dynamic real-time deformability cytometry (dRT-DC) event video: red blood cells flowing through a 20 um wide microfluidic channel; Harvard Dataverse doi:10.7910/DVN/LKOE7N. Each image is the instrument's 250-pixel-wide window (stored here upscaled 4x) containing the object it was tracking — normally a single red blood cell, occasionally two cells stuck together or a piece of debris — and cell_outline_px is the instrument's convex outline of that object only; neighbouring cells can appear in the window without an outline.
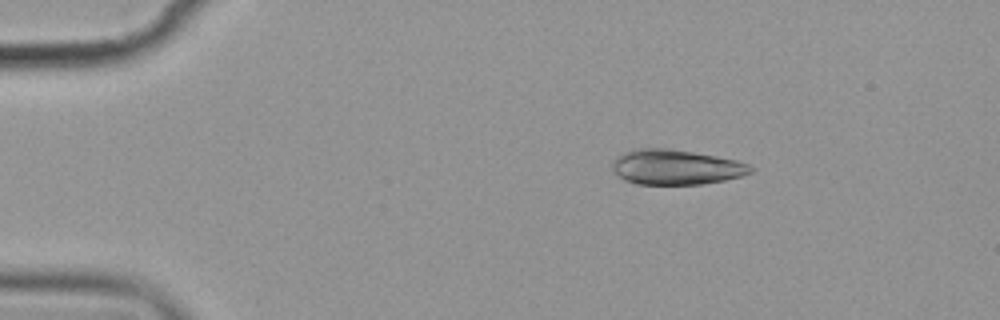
{"species": "common noctule bat (a hibernating species)", "species_latin": "Nyctalus noctula", "temperature_condition": "cold", "stored_images_in_passage": 6, "camera_frame_rate_fps": 3000, "um_per_image_px": 0.085, "animal": {"sex": "female", "body_mass_g": 19.9}, "frame": {"image": 1, "passage_image": 6, "time_ms": 6.667, "image_size_px": [1000, 320], "cell_outline_px": [[752, 172], [744, 176], [724, 180], [700, 184], [636, 184], [624, 180], [612, 168], [612, 164], [624, 152], [632, 148], [668, 148], [716, 156], [736, 160], [748, 164], [752, 168]], "centroid_in_image_um": [57.47, 14.2], "position_along_channel_um": 27.5, "area_um2": 28.03}}